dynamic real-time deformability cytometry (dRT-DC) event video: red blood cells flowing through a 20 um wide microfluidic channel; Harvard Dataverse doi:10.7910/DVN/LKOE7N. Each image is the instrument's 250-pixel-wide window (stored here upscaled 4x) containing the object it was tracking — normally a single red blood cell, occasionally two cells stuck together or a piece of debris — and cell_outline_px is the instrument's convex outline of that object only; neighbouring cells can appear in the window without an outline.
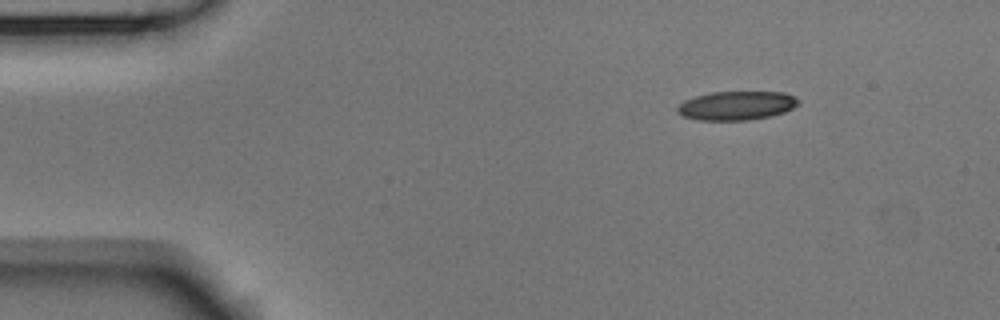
{"species": "Egyptian fruit bat (a non-hibernating species)", "species_latin": "Rousettus aegyptiacus", "temperature_condition": "room temperature", "stored_images_in_passage": 4, "camera_frame_rate_fps": 3000, "um_per_image_px": 0.085, "animal": {"sex": "male"}, "frame": {"image": 1, "passage_image": 1, "time_ms": 0.0, "image_size_px": [1000, 320], "cell_outline_px": [[800, 100], [792, 108], [784, 112], [768, 116], [748, 120], [700, 120], [684, 116], [676, 108], [684, 100], [696, 96], [712, 92], [784, 92]], "centroid_in_image_um": [62.6, 8.97], "position_along_channel_um": 22.4, "area_um2": 20.0}}
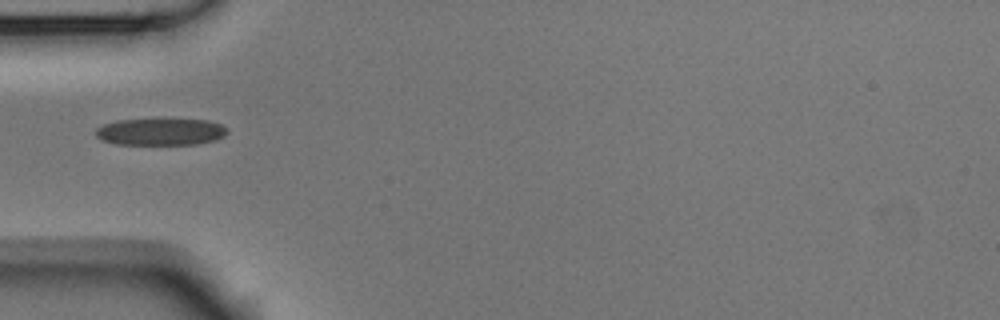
{"frame": {"image": 2, "passage_image": 4, "time_ms": 1.0, "image_size_px": [1000, 320], "cell_outline_px": [[228, 132], [224, 136], [212, 140], [196, 144], [116, 144], [100, 140], [96, 136], [96, 128], [104, 124], [116, 120], [208, 120], [220, 124], [228, 128]], "centroid_in_image_um": [13.63, 11.21], "position_along_channel_um": 71.4, "area_um2": 20.4}}